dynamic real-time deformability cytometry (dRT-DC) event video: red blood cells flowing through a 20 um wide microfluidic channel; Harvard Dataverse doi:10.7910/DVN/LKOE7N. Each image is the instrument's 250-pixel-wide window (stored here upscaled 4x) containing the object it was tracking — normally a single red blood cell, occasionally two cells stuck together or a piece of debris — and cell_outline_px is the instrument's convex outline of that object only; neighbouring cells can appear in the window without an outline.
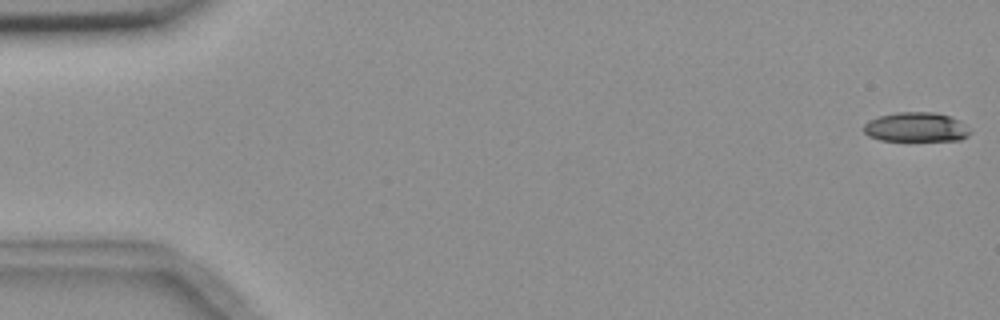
{"species": "common noctule bat (a hibernating species)", "species_latin": "Nyctalus noctula", "temperature_condition": "room temperature", "stored_images_in_passage": 6, "camera_frame_rate_fps": 3000, "um_per_image_px": 0.085, "animal": {"sex": "female", "body_mass_g": 18.4}, "frame": {"image": 1, "passage_image": 1, "time_ms": 0.0, "image_size_px": [1000, 320], "cell_outline_px": [[972, 132], [968, 136], [960, 140], [880, 140], [868, 136], [864, 132], [864, 124], [868, 120], [880, 116], [896, 112], [936, 112], [960, 120]], "centroid_in_image_um": [77.87, 10.8], "position_along_channel_um": 7.1, "area_um2": 18.26}}
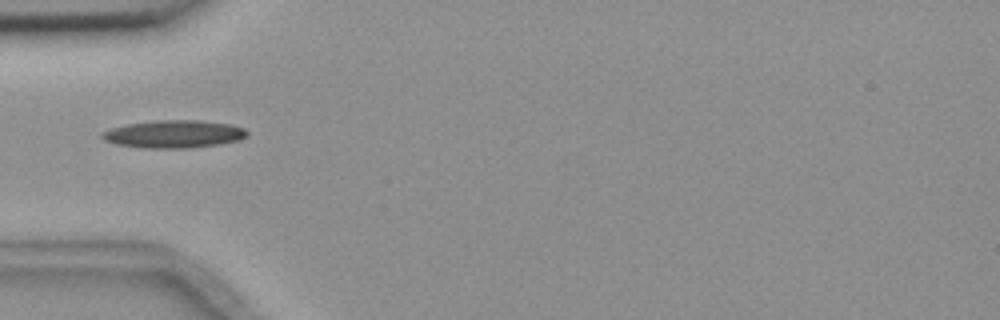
{"frame": {"image": 2, "passage_image": 6, "time_ms": 5.667, "image_size_px": [1000, 320], "cell_outline_px": [[248, 136], [236, 140], [220, 144], [188, 148], [144, 148], [116, 144], [104, 140], [100, 136], [100, 132], [108, 128], [128, 124], [156, 120], [200, 120], [232, 124], [244, 128], [248, 132]], "centroid_in_image_um": [14.75, 11.39], "position_along_channel_um": 70.2, "area_um2": 23.58}}